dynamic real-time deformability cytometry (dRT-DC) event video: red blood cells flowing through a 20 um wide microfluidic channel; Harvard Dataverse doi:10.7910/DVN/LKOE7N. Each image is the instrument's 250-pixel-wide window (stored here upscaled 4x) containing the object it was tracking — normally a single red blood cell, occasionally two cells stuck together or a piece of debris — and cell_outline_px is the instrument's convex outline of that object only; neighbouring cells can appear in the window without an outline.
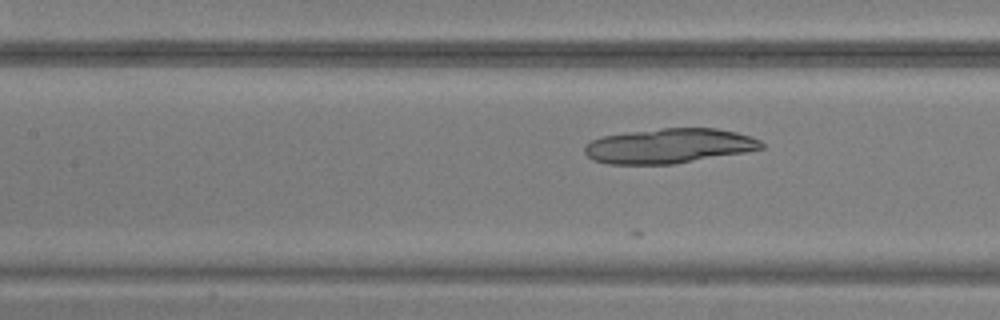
{"species": "common noctule bat (a hibernating species)", "species_latin": "Nyctalus noctula", "temperature_condition": "warm", "stored_images_in_passage": 32, "camera_frame_rate_fps": 3000, "um_per_image_px": 0.085, "animal": {"sex": "male", "body_mass_g": 20.5, "forearm_length_mm": 52.5}, "frame": {"image": 1, "passage_image": 10, "time_ms": 3.0, "image_size_px": [1000, 320], "cell_outline_px": [[764, 148], [744, 152], [672, 164], [608, 164], [592, 160], [584, 152], [584, 148], [592, 140], [604, 136], [632, 132], [664, 128], [716, 128], [736, 132], [752, 136], [760, 140], [764, 144]], "centroid_in_image_um": [56.89, 12.4], "position_along_channel_um": 150.5, "area_um2": 35.55}}
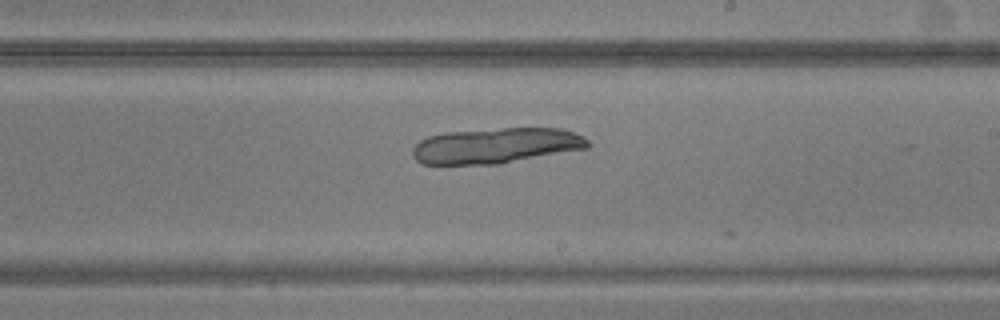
{"frame": {"image": 2, "passage_image": 17, "time_ms": 5.333, "image_size_px": [1000, 320], "cell_outline_px": [[588, 148], [500, 164], [424, 164], [416, 160], [412, 156], [412, 148], [420, 140], [428, 136], [444, 132], [504, 128], [564, 128], [588, 140]], "centroid_in_image_um": [42.13, 12.38], "position_along_channel_um": 246.9, "area_um2": 36.3}}
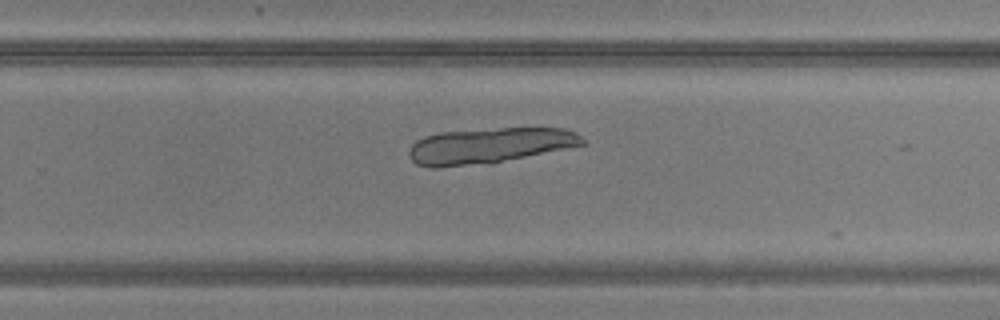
{"frame": {"image": 3, "passage_image": 20, "time_ms": 6.333, "image_size_px": [1000, 320], "cell_outline_px": [[584, 144], [492, 164], [436, 168], [428, 168], [416, 164], [408, 156], [408, 152], [412, 144], [416, 140], [424, 136], [440, 132], [500, 128], [564, 128], [576, 132], [584, 140]], "centroid_in_image_um": [41.53, 12.4], "position_along_channel_um": 288.3, "area_um2": 36.36}}